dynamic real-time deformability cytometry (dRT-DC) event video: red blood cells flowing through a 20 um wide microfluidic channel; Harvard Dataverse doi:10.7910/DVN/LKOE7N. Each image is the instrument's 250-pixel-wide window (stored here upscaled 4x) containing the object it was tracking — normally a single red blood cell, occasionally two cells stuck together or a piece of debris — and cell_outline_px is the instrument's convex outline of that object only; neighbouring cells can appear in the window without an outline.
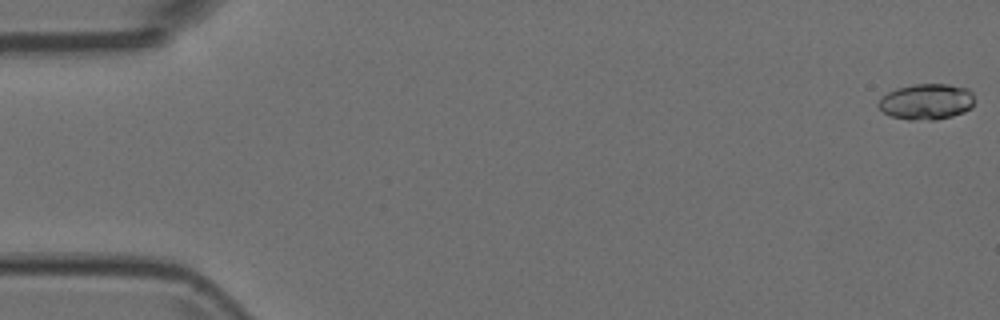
{"species": "Egyptian fruit bat (a non-hibernating species)", "species_latin": "Rousettus aegyptiacus", "temperature_condition": "room temperature", "stored_images_in_passage": 6, "camera_frame_rate_fps": 3000, "um_per_image_px": 0.085, "animal": {"sex": "female"}, "frame": {"image": 1, "passage_image": 1, "time_ms": 0.0, "image_size_px": [1000, 320], "cell_outline_px": [[976, 100], [972, 108], [964, 112], [952, 116], [936, 120], [908, 120], [892, 116], [884, 112], [876, 104], [888, 92], [896, 88], [916, 84], [948, 84], [968, 88], [972, 92]], "centroid_in_image_um": [78.8, 8.64], "position_along_channel_um": 6.2, "area_um2": 20.29}}
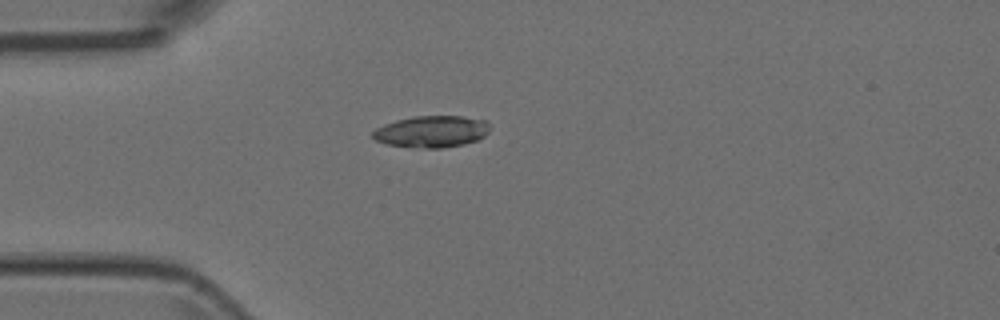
{"frame": {"image": 2, "passage_image": 5, "time_ms": 1.333, "image_size_px": [1000, 320], "cell_outline_px": [[488, 132], [484, 136], [476, 140], [464, 144], [444, 148], [416, 148], [388, 144], [376, 140], [372, 136], [372, 132], [376, 128], [384, 124], [396, 120], [416, 116], [460, 116], [488, 120]], "centroid_in_image_um": [36.69, 11.18], "position_along_channel_um": 48.3, "area_um2": 21.62}}